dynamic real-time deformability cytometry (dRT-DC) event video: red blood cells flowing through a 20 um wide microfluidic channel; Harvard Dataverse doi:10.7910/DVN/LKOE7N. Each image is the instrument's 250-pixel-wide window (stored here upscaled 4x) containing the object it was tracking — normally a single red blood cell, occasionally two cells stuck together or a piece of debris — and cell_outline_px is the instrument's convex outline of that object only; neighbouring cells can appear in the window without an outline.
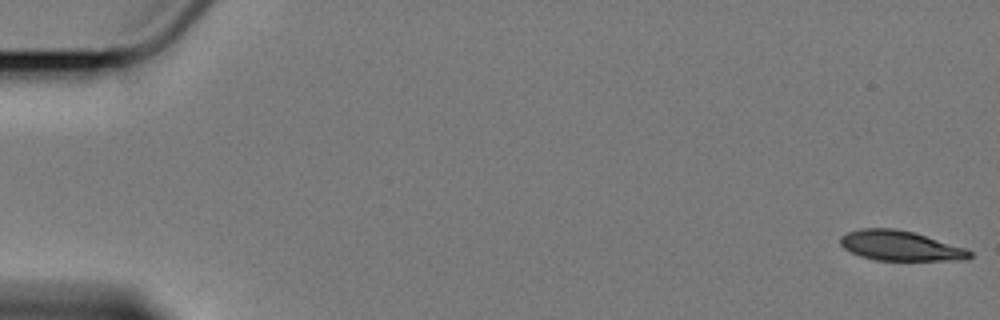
{"species": "Egyptian fruit bat (a non-hibernating species)", "species_latin": "Rousettus aegyptiacus", "temperature_condition": "cold", "stored_images_in_passage": 6, "segment_of_instrument_passage": [2, 2], "camera_frame_rate_fps": 3000, "um_per_image_px": 0.085, "animal": {"sex": "female"}, "frame": {"image": 1, "passage_image": 6, "time_ms": 6.667, "image_size_px": [1000, 320], "cell_outline_px": [[972, 256], [968, 260], [876, 260], [860, 256], [844, 248], [840, 244], [840, 236], [848, 232], [860, 228], [896, 228], [912, 232], [964, 248], [972, 252]], "centroid_in_image_um": [76.49, 20.89], "position_along_channel_um": 8.5, "area_um2": 22.37}}